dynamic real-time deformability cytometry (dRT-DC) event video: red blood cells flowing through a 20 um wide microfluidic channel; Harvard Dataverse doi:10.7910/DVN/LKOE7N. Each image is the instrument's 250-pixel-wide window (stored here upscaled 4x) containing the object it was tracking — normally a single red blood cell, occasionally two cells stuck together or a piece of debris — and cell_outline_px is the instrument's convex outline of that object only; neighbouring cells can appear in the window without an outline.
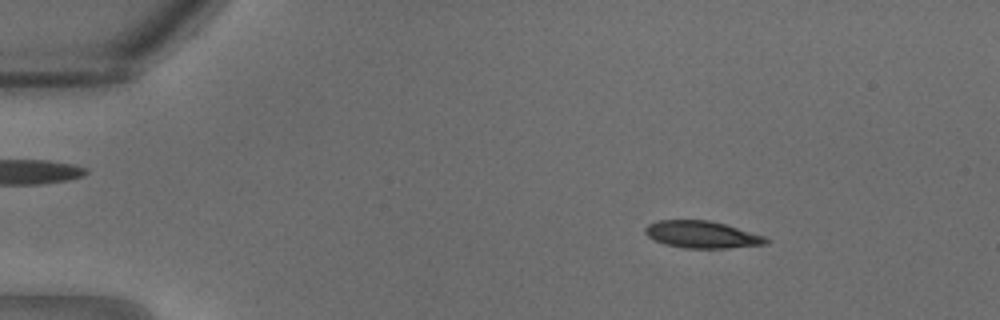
{"species": "common noctule bat (a hibernating species)", "species_latin": "Nyctalus noctula", "temperature_condition": "warm", "stored_images_in_passage": 10, "camera_frame_rate_fps": 3000, "um_per_image_px": 0.085, "animal": {"sex": "male", "body_mass_g": 18.8}, "frame": {"image": 1, "passage_image": 3, "time_ms": 0.667, "image_size_px": [1000, 320], "cell_outline_px": [[772, 240], [768, 244], [728, 248], [684, 248], [664, 244], [648, 236], [644, 232], [644, 228], [648, 224], [656, 220], [708, 220], [724, 224], [768, 236]], "centroid_in_image_um": [59.72, 19.94], "position_along_channel_um": 25.3, "area_um2": 19.31}}
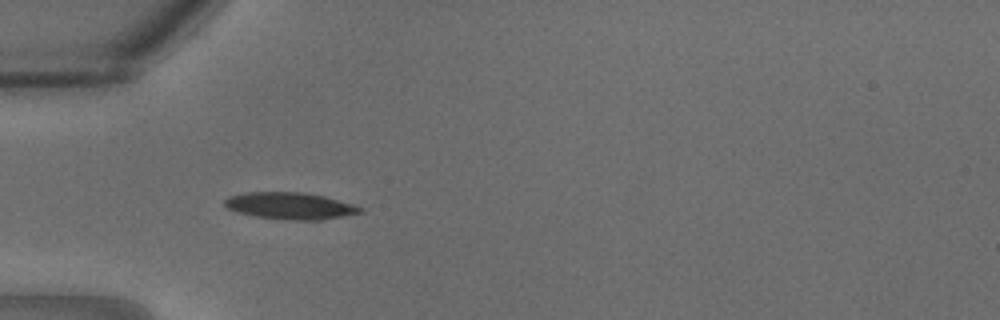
{"frame": {"image": 2, "passage_image": 8, "time_ms": 2.333, "image_size_px": [1000, 320], "cell_outline_px": [[364, 212], [320, 220], [292, 220], [256, 216], [236, 212], [228, 208], [224, 204], [224, 200], [228, 196], [244, 192], [304, 192], [324, 196], [352, 204], [364, 208]], "centroid_in_image_um": [24.65, 17.49], "position_along_channel_um": 60.3, "area_um2": 21.15}}
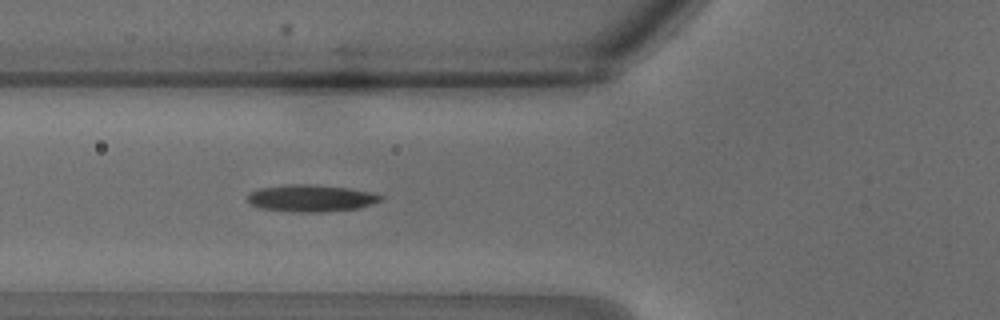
{"frame": {"image": 3, "passage_image": 10, "time_ms": 3.0, "image_size_px": [1000, 320], "cell_outline_px": [[384, 200], [372, 204], [356, 208], [320, 212], [300, 212], [260, 208], [248, 204], [248, 192], [260, 188], [284, 184], [312, 184], [348, 188], [376, 192], [384, 196]], "centroid_in_image_um": [26.45, 16.83], "position_along_channel_um": 99.3, "area_um2": 21.15}}